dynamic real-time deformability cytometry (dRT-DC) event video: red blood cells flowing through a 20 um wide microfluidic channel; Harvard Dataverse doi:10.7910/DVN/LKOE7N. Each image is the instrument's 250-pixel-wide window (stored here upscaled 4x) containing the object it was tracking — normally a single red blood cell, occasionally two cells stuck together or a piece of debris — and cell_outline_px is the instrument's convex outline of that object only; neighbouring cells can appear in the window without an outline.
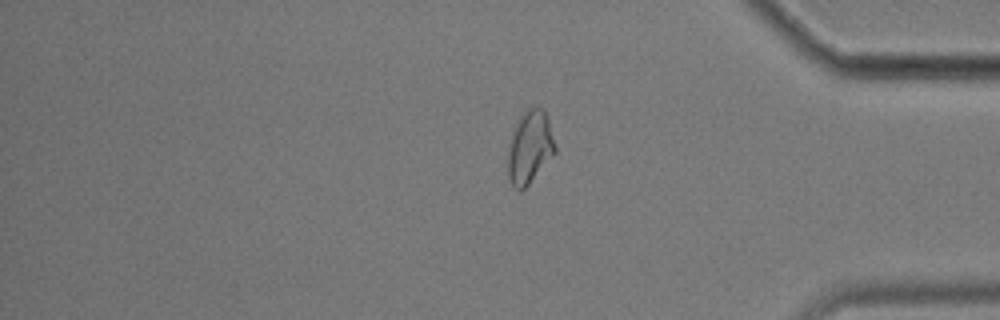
{"species": "common noctule bat (a hibernating species)", "species_latin": "Nyctalus noctula", "temperature_condition": "cold", "stored_images_in_passage": 13, "segment_of_instrument_passage": [2, 2], "camera_frame_rate_fps": 3000, "um_per_image_px": 0.085, "animal": {"sex": "male", "body_mass_g": 17.9}, "frame": {"image": 1, "passage_image": 13, "time_ms": 4.0, "image_size_px": [1000, 320], "cell_outline_px": [[556, 152], [528, 184], [520, 192], [512, 184], [508, 176], [508, 148], [512, 132], [520, 116], [528, 108], [544, 108], [548, 116], [556, 144]], "centroid_in_image_um": [45.05, 12.49], "position_along_channel_um": 390.2, "area_um2": 20.0}}